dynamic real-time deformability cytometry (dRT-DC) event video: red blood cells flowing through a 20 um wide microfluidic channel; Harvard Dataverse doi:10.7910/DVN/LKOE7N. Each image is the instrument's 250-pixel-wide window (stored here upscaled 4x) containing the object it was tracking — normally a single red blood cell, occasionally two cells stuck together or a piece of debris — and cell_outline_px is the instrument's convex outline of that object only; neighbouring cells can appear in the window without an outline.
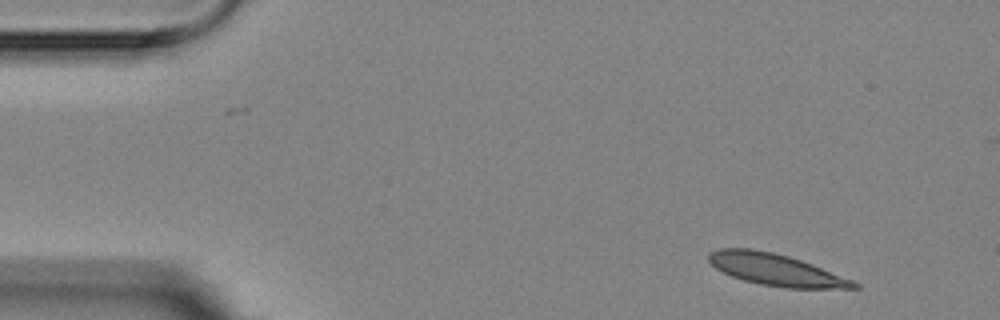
{"species": "Egyptian fruit bat (a non-hibernating species)", "species_latin": "Rousettus aegyptiacus", "temperature_condition": "room temperature", "stored_images_in_passage": 2, "camera_frame_rate_fps": 3000, "um_per_image_px": 0.085, "animal": {"sex": "female"}, "frame": {"image": 1, "passage_image": 2, "time_ms": 1.333, "image_size_px": [1000, 320], "cell_outline_px": [[860, 288], [788, 288], [760, 284], [744, 280], [732, 276], [716, 268], [708, 260], [708, 252], [720, 248], [752, 248], [772, 252], [788, 256], [812, 264], [852, 280], [860, 284]], "centroid_in_image_um": [65.92, 22.92], "position_along_channel_um": 19.1, "area_um2": 26.59}}